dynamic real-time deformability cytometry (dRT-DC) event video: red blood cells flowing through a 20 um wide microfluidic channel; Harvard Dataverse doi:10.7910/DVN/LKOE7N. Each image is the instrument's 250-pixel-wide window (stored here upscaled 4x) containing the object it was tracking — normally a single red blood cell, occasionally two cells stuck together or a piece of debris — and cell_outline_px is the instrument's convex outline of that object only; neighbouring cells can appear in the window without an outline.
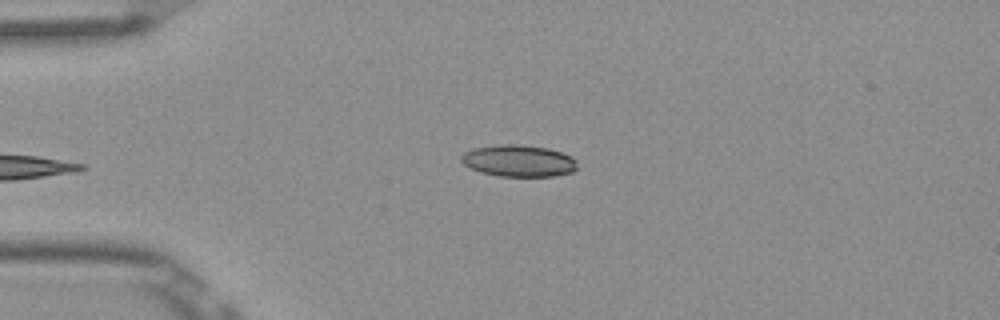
{"species": "Egyptian fruit bat (a non-hibernating species)", "species_latin": "Rousettus aegyptiacus", "temperature_condition": "room temperature", "stored_images_in_passage": 5, "camera_frame_rate_fps": 3000, "um_per_image_px": 0.085, "frame": {"image": 1, "passage_image": 5, "time_ms": 1.333, "image_size_px": [1000, 320], "cell_outline_px": [[580, 168], [572, 172], [552, 176], [500, 176], [480, 172], [464, 164], [460, 160], [460, 156], [464, 152], [472, 148], [500, 144], [516, 144], [548, 148], [572, 156], [576, 160]], "centroid_in_image_um": [44.1, 13.66], "position_along_channel_um": 40.9, "area_um2": 21.62}}